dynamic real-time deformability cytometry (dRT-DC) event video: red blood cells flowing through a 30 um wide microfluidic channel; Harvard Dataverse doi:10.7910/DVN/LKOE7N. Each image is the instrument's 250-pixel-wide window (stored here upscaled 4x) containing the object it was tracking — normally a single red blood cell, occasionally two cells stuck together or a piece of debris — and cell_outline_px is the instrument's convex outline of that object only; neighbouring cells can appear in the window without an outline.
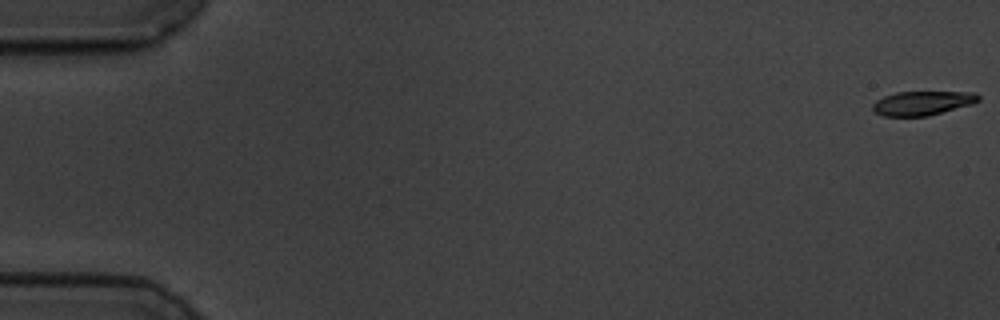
{"species": "common noctule bat (a hibernating species)", "species_latin": "Nyctalus noctula", "temperature_condition": "cold", "stored_images_in_passage": 58, "camera_frame_rate_fps": 3000, "um_per_image_px": 0.085, "animal": {"sex": "male", "body_mass_g": 19.5, "forearm_length_mm": 54.6}, "frame": {"image": 1, "passage_image": 1, "time_ms": 0.0, "image_size_px": [1000, 320], "cell_outline_px": [[980, 100], [972, 104], [928, 116], [884, 116], [872, 112], [872, 104], [876, 100], [884, 96], [896, 92], [976, 92], [980, 96]], "centroid_in_image_um": [78.39, 8.76], "position_along_channel_um": 6.6, "area_um2": 14.97}}
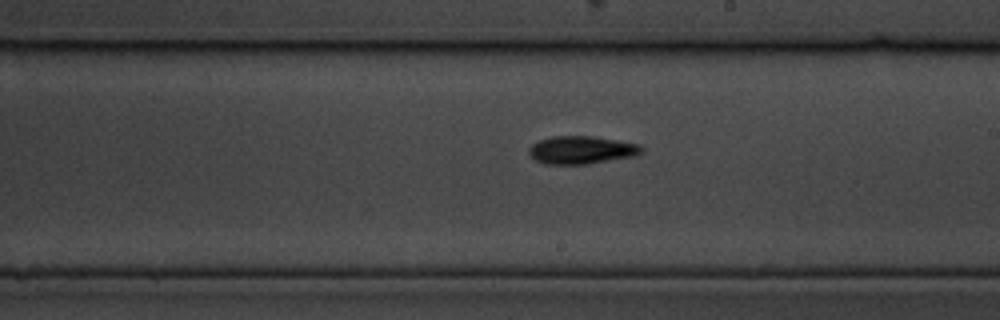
{"frame": {"image": 2, "passage_image": 34, "time_ms": 11.0, "image_size_px": [1000, 320], "cell_outline_px": [[644, 148], [640, 152], [632, 156], [588, 164], [544, 164], [536, 160], [528, 152], [528, 148], [532, 144], [540, 140], [552, 136], [588, 136], [616, 140], [640, 144]], "centroid_in_image_um": [49.39, 12.75], "position_along_channel_um": 239.6, "area_um2": 18.09}}
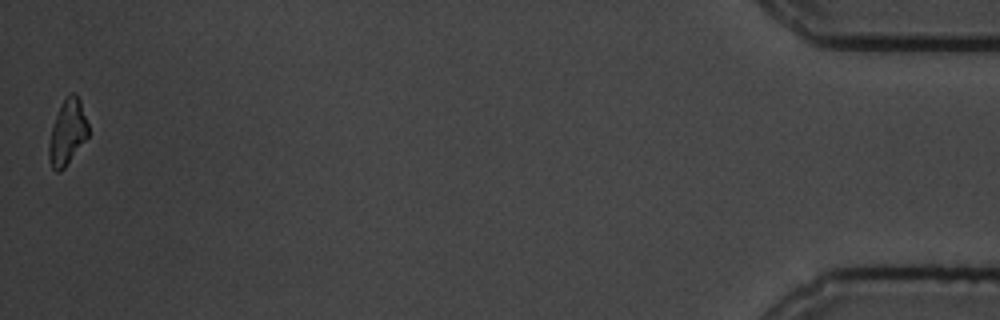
{"frame": {"image": 3, "passage_image": 58, "time_ms": 19.0, "image_size_px": [1000, 320], "cell_outline_px": [[88, 136], [64, 168], [60, 172], [56, 172], [52, 168], [48, 156], [48, 144], [52, 124], [64, 100], [72, 92], [76, 92], [80, 100], [88, 124]], "centroid_in_image_um": [5.72, 11.26], "position_along_channel_um": 429.5, "area_um2": 14.8}, "authors_computed_cell_mechanics": {"area_um2": 16.473, "velocity_mm_per_s": 3.4965, "shape_relaxation_time_tau1_ms": 3.3786, "shape_relaxation_time_tau2_ms": null, "deformation_change_tau1": 0.1185, "deformation_change_tau2": null}}